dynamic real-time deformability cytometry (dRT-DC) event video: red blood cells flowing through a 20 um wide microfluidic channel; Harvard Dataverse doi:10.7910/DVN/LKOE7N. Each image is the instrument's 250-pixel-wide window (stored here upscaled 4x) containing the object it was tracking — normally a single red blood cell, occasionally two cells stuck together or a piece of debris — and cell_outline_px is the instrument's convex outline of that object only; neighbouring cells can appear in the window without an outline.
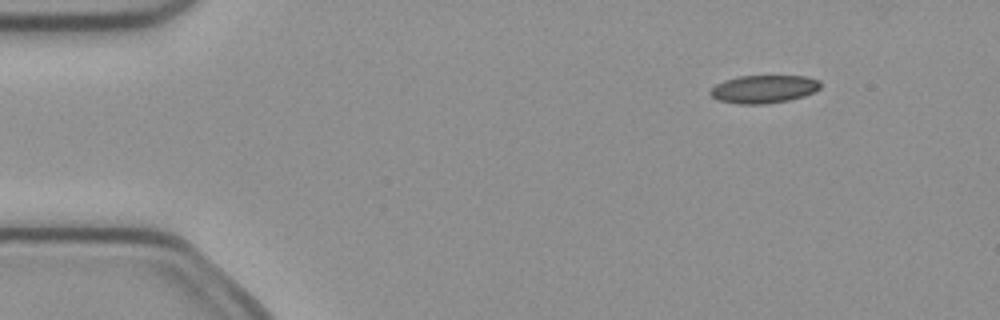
{"species": "common noctule bat (a hibernating species)", "species_latin": "Nyctalus noctula", "temperature_condition": "cold", "stored_images_in_passage": 5, "camera_frame_rate_fps": 3000, "um_per_image_px": 0.085, "animal": {"sex": "female", "body_mass_g": 21.9}, "frame": {"image": 1, "passage_image": 2, "time_ms": 0.333, "image_size_px": [1000, 320], "cell_outline_px": [[820, 88], [804, 96], [788, 100], [768, 104], [736, 104], [716, 100], [708, 92], [716, 84], [724, 80], [740, 76], [808, 76], [820, 80]], "centroid_in_image_um": [64.9, 7.58], "position_along_channel_um": 20.1, "area_um2": 18.09}}
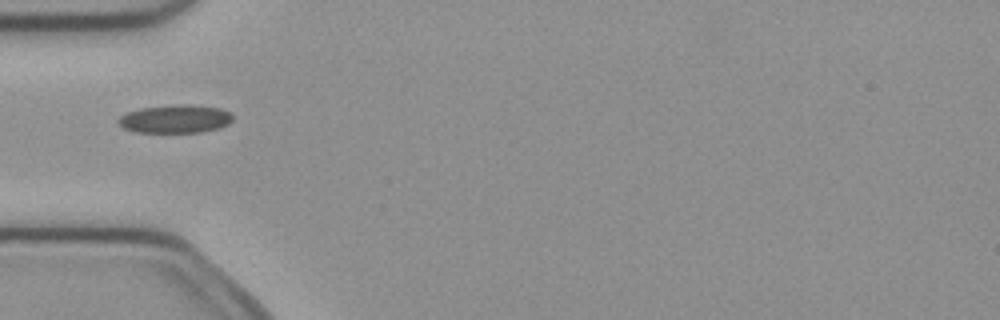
{"frame": {"image": 2, "passage_image": 5, "time_ms": 1.333, "image_size_px": [1000, 320], "cell_outline_px": [[232, 120], [228, 124], [220, 128], [200, 132], [136, 132], [124, 128], [116, 124], [116, 120], [120, 116], [128, 112], [140, 108], [188, 104], [220, 108], [232, 112]], "centroid_in_image_um": [14.9, 10.11], "position_along_channel_um": 70.1, "area_um2": 18.84}}